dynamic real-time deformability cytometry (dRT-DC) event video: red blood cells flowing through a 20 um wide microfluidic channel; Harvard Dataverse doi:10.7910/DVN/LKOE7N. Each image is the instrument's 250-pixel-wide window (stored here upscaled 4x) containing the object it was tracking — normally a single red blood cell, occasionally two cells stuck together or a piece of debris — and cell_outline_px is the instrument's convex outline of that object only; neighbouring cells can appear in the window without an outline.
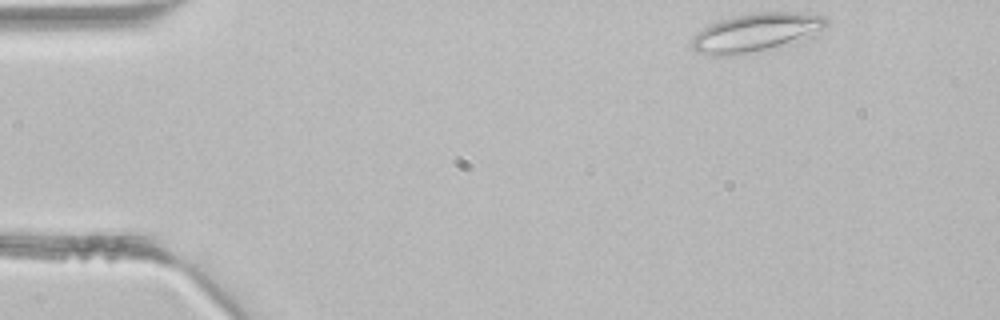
{"species": "common noctule bat (a hibernating species)", "species_latin": "Nyctalus noctula", "temperature_condition": "room temperature", "stored_images_in_passage": 40, "segment_of_instrument_passage": [1, 2], "camera_frame_rate_fps": 3000, "um_per_image_px": 0.085, "animal": {"sex": "male", "body_mass_g": 21.5, "forearm_length_mm": 52.0}, "frame": {"image": 1, "passage_image": 1, "time_ms": 0.0, "image_size_px": [1000, 320], "cell_outline_px": [[828, 24], [824, 28], [780, 44], [764, 48], [728, 56], [712, 56], [696, 52], [692, 48], [692, 36], [696, 32], [720, 20], [736, 16], [756, 12], [800, 12], [828, 16]], "centroid_in_image_um": [64.17, 2.72], "position_along_channel_um": 20.8, "area_um2": 28.96}}
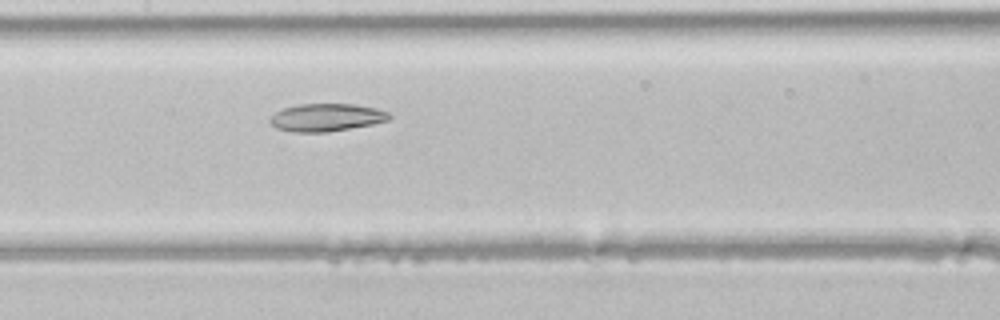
{"frame": {"image": 2, "passage_image": 17, "time_ms": 5.333, "image_size_px": [1000, 320], "cell_outline_px": [[392, 116], [388, 120], [372, 124], [328, 132], [292, 132], [276, 128], [268, 120], [276, 112], [284, 108], [300, 104], [356, 104], [376, 108], [388, 112]], "centroid_in_image_um": [27.75, 9.98], "position_along_channel_um": 179.7, "area_um2": 19.19}}
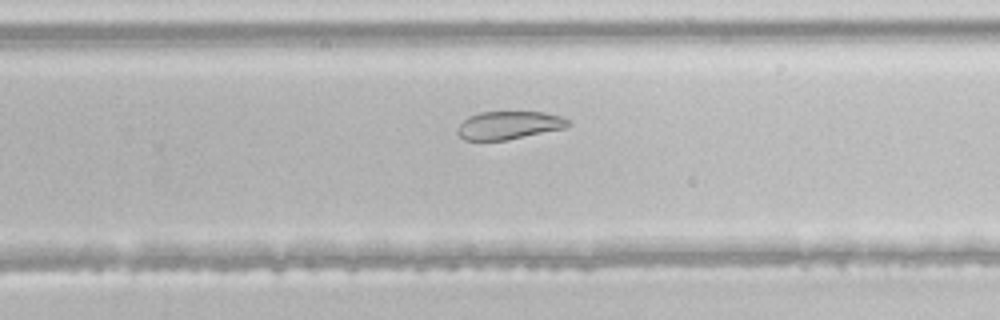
{"frame": {"image": 3, "passage_image": 24, "time_ms": 7.667, "image_size_px": [1000, 320], "cell_outline_px": [[572, 124], [564, 128], [508, 140], [464, 140], [456, 132], [456, 128], [468, 116], [480, 112], [544, 112], [560, 116], [568, 120]], "centroid_in_image_um": [43.24, 10.65], "position_along_channel_um": 286.6, "area_um2": 18.09}}